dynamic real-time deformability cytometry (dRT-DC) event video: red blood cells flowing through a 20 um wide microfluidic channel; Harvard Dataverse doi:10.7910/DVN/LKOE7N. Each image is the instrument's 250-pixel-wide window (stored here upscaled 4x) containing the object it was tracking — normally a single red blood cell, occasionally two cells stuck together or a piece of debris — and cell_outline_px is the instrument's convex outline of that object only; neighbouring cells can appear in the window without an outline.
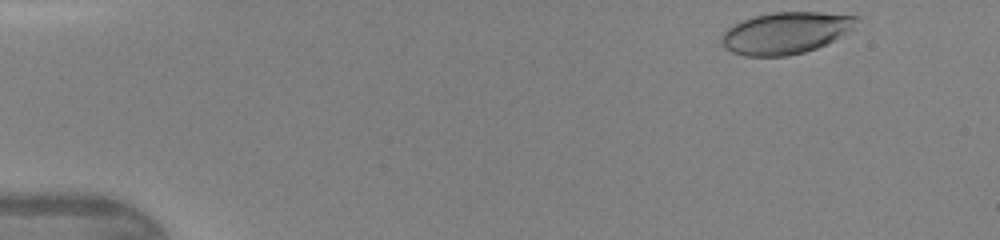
{"species": "human", "species_latin": "Homo sapiens", "temperature_condition": "warm", "stored_images_in_passage": 22, "camera_frame_rate_fps": 3000, "um_per_image_px": 0.085, "donor": {"sex": "female"}, "frame": {"image": 1, "passage_image": 1, "time_ms": 0.0, "image_size_px": [1000, 240], "cell_outline_px": [[860, 20], [848, 32], [816, 48], [804, 52], [788, 56], [744, 56], [732, 52], [724, 48], [720, 40], [720, 36], [728, 28], [744, 20], [756, 16], [772, 12], [820, 12], [860, 16]], "centroid_in_image_um": [66.78, 2.8], "position_along_channel_um": 18.2, "area_um2": 32.71}}
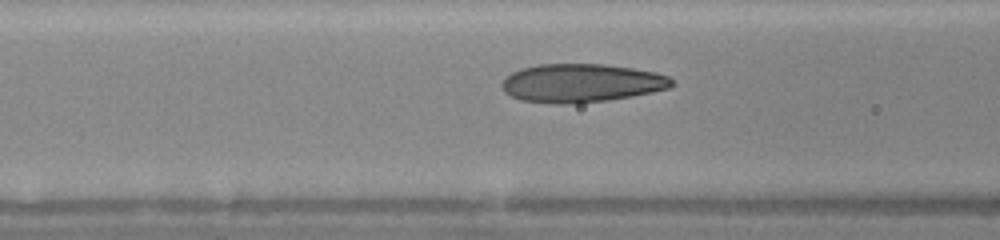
{"frame": {"image": 2, "passage_image": 15, "time_ms": 4.667, "image_size_px": [1000, 240], "cell_outline_px": [[676, 84], [668, 88], [652, 92], [632, 96], [608, 100], [568, 104], [552, 104], [520, 100], [504, 92], [500, 84], [512, 72], [520, 68], [540, 64], [604, 64], [632, 68], [656, 72], [668, 76]], "centroid_in_image_um": [49.41, 7.06], "position_along_channel_um": 117.2, "area_um2": 38.21}}
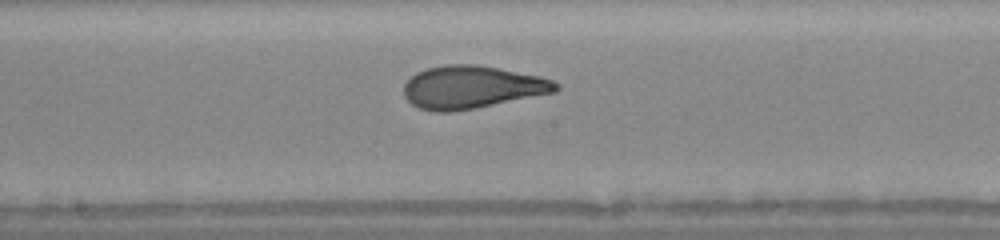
{"frame": {"image": 3, "passage_image": 21, "time_ms": 6.667, "image_size_px": [1000, 240], "cell_outline_px": [[560, 88], [556, 92], [476, 108], [452, 112], [432, 112], [420, 108], [412, 104], [404, 96], [404, 84], [416, 72], [428, 68], [444, 64], [476, 64], [500, 68], [540, 76], [552, 80], [560, 84]], "centroid_in_image_um": [40.12, 7.41], "position_along_channel_um": 208.1, "area_um2": 38.09}}